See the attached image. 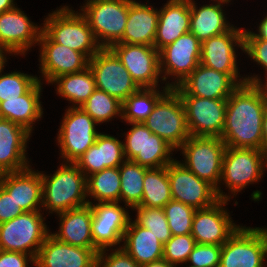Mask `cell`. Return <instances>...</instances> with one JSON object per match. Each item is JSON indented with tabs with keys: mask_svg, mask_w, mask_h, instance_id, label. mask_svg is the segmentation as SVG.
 Listing matches in <instances>:
<instances>
[{
	"mask_svg": "<svg viewBox=\"0 0 267 267\" xmlns=\"http://www.w3.org/2000/svg\"><path fill=\"white\" fill-rule=\"evenodd\" d=\"M40 211L24 212L0 224V250L23 252L36 258L50 234Z\"/></svg>",
	"mask_w": 267,
	"mask_h": 267,
	"instance_id": "obj_5",
	"label": "cell"
},
{
	"mask_svg": "<svg viewBox=\"0 0 267 267\" xmlns=\"http://www.w3.org/2000/svg\"><path fill=\"white\" fill-rule=\"evenodd\" d=\"M110 49L117 55L132 79L141 87L158 86L160 74L159 51L154 46L116 43Z\"/></svg>",
	"mask_w": 267,
	"mask_h": 267,
	"instance_id": "obj_18",
	"label": "cell"
},
{
	"mask_svg": "<svg viewBox=\"0 0 267 267\" xmlns=\"http://www.w3.org/2000/svg\"><path fill=\"white\" fill-rule=\"evenodd\" d=\"M243 52L247 53L251 60L261 65L267 73V40L244 39ZM264 84L267 85V77Z\"/></svg>",
	"mask_w": 267,
	"mask_h": 267,
	"instance_id": "obj_45",
	"label": "cell"
},
{
	"mask_svg": "<svg viewBox=\"0 0 267 267\" xmlns=\"http://www.w3.org/2000/svg\"><path fill=\"white\" fill-rule=\"evenodd\" d=\"M201 42L191 32L181 35L176 41L159 51L160 74L162 81L174 76V82H167L170 88L176 87L200 64ZM167 75V76H166Z\"/></svg>",
	"mask_w": 267,
	"mask_h": 267,
	"instance_id": "obj_13",
	"label": "cell"
},
{
	"mask_svg": "<svg viewBox=\"0 0 267 267\" xmlns=\"http://www.w3.org/2000/svg\"><path fill=\"white\" fill-rule=\"evenodd\" d=\"M60 228L50 234L59 241L76 247L96 248L92 239V208L90 204L58 214Z\"/></svg>",
	"mask_w": 267,
	"mask_h": 267,
	"instance_id": "obj_29",
	"label": "cell"
},
{
	"mask_svg": "<svg viewBox=\"0 0 267 267\" xmlns=\"http://www.w3.org/2000/svg\"><path fill=\"white\" fill-rule=\"evenodd\" d=\"M57 85L56 93L70 101L71 107H80L96 89L95 79L89 66L82 71L64 74L55 78L51 84Z\"/></svg>",
	"mask_w": 267,
	"mask_h": 267,
	"instance_id": "obj_34",
	"label": "cell"
},
{
	"mask_svg": "<svg viewBox=\"0 0 267 267\" xmlns=\"http://www.w3.org/2000/svg\"><path fill=\"white\" fill-rule=\"evenodd\" d=\"M41 79L25 94L17 99H5L0 102V118L23 126L32 134L34 122L43 115L40 101L42 84Z\"/></svg>",
	"mask_w": 267,
	"mask_h": 267,
	"instance_id": "obj_30",
	"label": "cell"
},
{
	"mask_svg": "<svg viewBox=\"0 0 267 267\" xmlns=\"http://www.w3.org/2000/svg\"><path fill=\"white\" fill-rule=\"evenodd\" d=\"M162 88L161 92L158 87H141L130 94L122 102L121 119L128 124L143 123L151 114L157 102L171 89L166 84Z\"/></svg>",
	"mask_w": 267,
	"mask_h": 267,
	"instance_id": "obj_33",
	"label": "cell"
},
{
	"mask_svg": "<svg viewBox=\"0 0 267 267\" xmlns=\"http://www.w3.org/2000/svg\"><path fill=\"white\" fill-rule=\"evenodd\" d=\"M149 168L139 165L132 160H125L119 166L120 174V200L126 208L138 206L143 197V180Z\"/></svg>",
	"mask_w": 267,
	"mask_h": 267,
	"instance_id": "obj_36",
	"label": "cell"
},
{
	"mask_svg": "<svg viewBox=\"0 0 267 267\" xmlns=\"http://www.w3.org/2000/svg\"><path fill=\"white\" fill-rule=\"evenodd\" d=\"M92 208V239L94 246L99 250H111L113 246L122 242L125 230L131 220L124 207L119 202L90 203ZM109 248V249H108Z\"/></svg>",
	"mask_w": 267,
	"mask_h": 267,
	"instance_id": "obj_17",
	"label": "cell"
},
{
	"mask_svg": "<svg viewBox=\"0 0 267 267\" xmlns=\"http://www.w3.org/2000/svg\"><path fill=\"white\" fill-rule=\"evenodd\" d=\"M196 244L191 234L172 235L163 245V259L175 266L180 263H187L189 254Z\"/></svg>",
	"mask_w": 267,
	"mask_h": 267,
	"instance_id": "obj_42",
	"label": "cell"
},
{
	"mask_svg": "<svg viewBox=\"0 0 267 267\" xmlns=\"http://www.w3.org/2000/svg\"><path fill=\"white\" fill-rule=\"evenodd\" d=\"M143 124L176 150L190 137L184 104L173 88L157 102Z\"/></svg>",
	"mask_w": 267,
	"mask_h": 267,
	"instance_id": "obj_7",
	"label": "cell"
},
{
	"mask_svg": "<svg viewBox=\"0 0 267 267\" xmlns=\"http://www.w3.org/2000/svg\"><path fill=\"white\" fill-rule=\"evenodd\" d=\"M262 151L267 157V103L264 108V115L262 120Z\"/></svg>",
	"mask_w": 267,
	"mask_h": 267,
	"instance_id": "obj_49",
	"label": "cell"
},
{
	"mask_svg": "<svg viewBox=\"0 0 267 267\" xmlns=\"http://www.w3.org/2000/svg\"><path fill=\"white\" fill-rule=\"evenodd\" d=\"M244 39H264L267 40V15L261 20L258 26V33L244 29Z\"/></svg>",
	"mask_w": 267,
	"mask_h": 267,
	"instance_id": "obj_48",
	"label": "cell"
},
{
	"mask_svg": "<svg viewBox=\"0 0 267 267\" xmlns=\"http://www.w3.org/2000/svg\"><path fill=\"white\" fill-rule=\"evenodd\" d=\"M61 121L57 135L61 158L75 163L96 142L100 134L95 128L98 124L80 107L70 106Z\"/></svg>",
	"mask_w": 267,
	"mask_h": 267,
	"instance_id": "obj_9",
	"label": "cell"
},
{
	"mask_svg": "<svg viewBox=\"0 0 267 267\" xmlns=\"http://www.w3.org/2000/svg\"><path fill=\"white\" fill-rule=\"evenodd\" d=\"M87 196L98 203H121L119 167L105 168L88 176Z\"/></svg>",
	"mask_w": 267,
	"mask_h": 267,
	"instance_id": "obj_37",
	"label": "cell"
},
{
	"mask_svg": "<svg viewBox=\"0 0 267 267\" xmlns=\"http://www.w3.org/2000/svg\"><path fill=\"white\" fill-rule=\"evenodd\" d=\"M12 54L4 45L0 43V70H3L5 67V62H7L6 54Z\"/></svg>",
	"mask_w": 267,
	"mask_h": 267,
	"instance_id": "obj_51",
	"label": "cell"
},
{
	"mask_svg": "<svg viewBox=\"0 0 267 267\" xmlns=\"http://www.w3.org/2000/svg\"><path fill=\"white\" fill-rule=\"evenodd\" d=\"M0 70V102L5 99H17L27 93L38 81L37 76L28 75L19 71L4 73Z\"/></svg>",
	"mask_w": 267,
	"mask_h": 267,
	"instance_id": "obj_41",
	"label": "cell"
},
{
	"mask_svg": "<svg viewBox=\"0 0 267 267\" xmlns=\"http://www.w3.org/2000/svg\"><path fill=\"white\" fill-rule=\"evenodd\" d=\"M40 173L42 207L49 213L60 214L91 203L87 200V177L75 163H62L52 176Z\"/></svg>",
	"mask_w": 267,
	"mask_h": 267,
	"instance_id": "obj_2",
	"label": "cell"
},
{
	"mask_svg": "<svg viewBox=\"0 0 267 267\" xmlns=\"http://www.w3.org/2000/svg\"><path fill=\"white\" fill-rule=\"evenodd\" d=\"M190 29V0H168L159 9L154 47L160 51Z\"/></svg>",
	"mask_w": 267,
	"mask_h": 267,
	"instance_id": "obj_28",
	"label": "cell"
},
{
	"mask_svg": "<svg viewBox=\"0 0 267 267\" xmlns=\"http://www.w3.org/2000/svg\"><path fill=\"white\" fill-rule=\"evenodd\" d=\"M194 0H190V29L193 35L202 43L210 37L218 36L229 31L234 25H230L223 12L224 2L206 4L197 7Z\"/></svg>",
	"mask_w": 267,
	"mask_h": 267,
	"instance_id": "obj_31",
	"label": "cell"
},
{
	"mask_svg": "<svg viewBox=\"0 0 267 267\" xmlns=\"http://www.w3.org/2000/svg\"><path fill=\"white\" fill-rule=\"evenodd\" d=\"M97 248H82L57 240L51 234L40 247L35 267H97Z\"/></svg>",
	"mask_w": 267,
	"mask_h": 267,
	"instance_id": "obj_23",
	"label": "cell"
},
{
	"mask_svg": "<svg viewBox=\"0 0 267 267\" xmlns=\"http://www.w3.org/2000/svg\"><path fill=\"white\" fill-rule=\"evenodd\" d=\"M15 7L14 0H0V14Z\"/></svg>",
	"mask_w": 267,
	"mask_h": 267,
	"instance_id": "obj_52",
	"label": "cell"
},
{
	"mask_svg": "<svg viewBox=\"0 0 267 267\" xmlns=\"http://www.w3.org/2000/svg\"><path fill=\"white\" fill-rule=\"evenodd\" d=\"M171 200L172 195L167 166L149 168L144 175L143 197L138 206L163 208Z\"/></svg>",
	"mask_w": 267,
	"mask_h": 267,
	"instance_id": "obj_35",
	"label": "cell"
},
{
	"mask_svg": "<svg viewBox=\"0 0 267 267\" xmlns=\"http://www.w3.org/2000/svg\"><path fill=\"white\" fill-rule=\"evenodd\" d=\"M221 251L220 245L196 244L187 262L192 267H219Z\"/></svg>",
	"mask_w": 267,
	"mask_h": 267,
	"instance_id": "obj_43",
	"label": "cell"
},
{
	"mask_svg": "<svg viewBox=\"0 0 267 267\" xmlns=\"http://www.w3.org/2000/svg\"><path fill=\"white\" fill-rule=\"evenodd\" d=\"M80 108L89 114L97 124H100L109 122L113 117H120L122 102L96 88Z\"/></svg>",
	"mask_w": 267,
	"mask_h": 267,
	"instance_id": "obj_38",
	"label": "cell"
},
{
	"mask_svg": "<svg viewBox=\"0 0 267 267\" xmlns=\"http://www.w3.org/2000/svg\"><path fill=\"white\" fill-rule=\"evenodd\" d=\"M235 46L240 47L243 51L244 29L233 26L224 34L210 37L201 43L200 64L218 72L226 73L239 85H242L247 81L245 77L240 78V73H238Z\"/></svg>",
	"mask_w": 267,
	"mask_h": 267,
	"instance_id": "obj_14",
	"label": "cell"
},
{
	"mask_svg": "<svg viewBox=\"0 0 267 267\" xmlns=\"http://www.w3.org/2000/svg\"><path fill=\"white\" fill-rule=\"evenodd\" d=\"M24 213L14 198L0 185V224Z\"/></svg>",
	"mask_w": 267,
	"mask_h": 267,
	"instance_id": "obj_46",
	"label": "cell"
},
{
	"mask_svg": "<svg viewBox=\"0 0 267 267\" xmlns=\"http://www.w3.org/2000/svg\"><path fill=\"white\" fill-rule=\"evenodd\" d=\"M35 265V259L26 253L0 250V267H29Z\"/></svg>",
	"mask_w": 267,
	"mask_h": 267,
	"instance_id": "obj_47",
	"label": "cell"
},
{
	"mask_svg": "<svg viewBox=\"0 0 267 267\" xmlns=\"http://www.w3.org/2000/svg\"><path fill=\"white\" fill-rule=\"evenodd\" d=\"M77 12L69 6L53 11L44 20L43 32L53 42L83 53L90 60L102 47L86 17Z\"/></svg>",
	"mask_w": 267,
	"mask_h": 267,
	"instance_id": "obj_3",
	"label": "cell"
},
{
	"mask_svg": "<svg viewBox=\"0 0 267 267\" xmlns=\"http://www.w3.org/2000/svg\"><path fill=\"white\" fill-rule=\"evenodd\" d=\"M167 172L173 200L196 210L209 207L219 200L216 189L197 177L180 161L175 159L168 164Z\"/></svg>",
	"mask_w": 267,
	"mask_h": 267,
	"instance_id": "obj_16",
	"label": "cell"
},
{
	"mask_svg": "<svg viewBox=\"0 0 267 267\" xmlns=\"http://www.w3.org/2000/svg\"><path fill=\"white\" fill-rule=\"evenodd\" d=\"M265 166L267 157L262 150L226 147L220 185L225 183L231 195H237L249 184L259 182Z\"/></svg>",
	"mask_w": 267,
	"mask_h": 267,
	"instance_id": "obj_10",
	"label": "cell"
},
{
	"mask_svg": "<svg viewBox=\"0 0 267 267\" xmlns=\"http://www.w3.org/2000/svg\"><path fill=\"white\" fill-rule=\"evenodd\" d=\"M239 84L228 74L199 64L173 89L179 95L209 99H228Z\"/></svg>",
	"mask_w": 267,
	"mask_h": 267,
	"instance_id": "obj_21",
	"label": "cell"
},
{
	"mask_svg": "<svg viewBox=\"0 0 267 267\" xmlns=\"http://www.w3.org/2000/svg\"><path fill=\"white\" fill-rule=\"evenodd\" d=\"M43 26L30 21L24 11L17 6L0 14V43L13 55H25L38 44Z\"/></svg>",
	"mask_w": 267,
	"mask_h": 267,
	"instance_id": "obj_22",
	"label": "cell"
},
{
	"mask_svg": "<svg viewBox=\"0 0 267 267\" xmlns=\"http://www.w3.org/2000/svg\"><path fill=\"white\" fill-rule=\"evenodd\" d=\"M96 88L123 102L140 87L132 79L123 63L110 48H102L88 64Z\"/></svg>",
	"mask_w": 267,
	"mask_h": 267,
	"instance_id": "obj_12",
	"label": "cell"
},
{
	"mask_svg": "<svg viewBox=\"0 0 267 267\" xmlns=\"http://www.w3.org/2000/svg\"><path fill=\"white\" fill-rule=\"evenodd\" d=\"M184 161L182 164L202 180L207 181L215 189L219 199L228 200L221 189L223 157L226 144L220 137H194L190 136L179 148Z\"/></svg>",
	"mask_w": 267,
	"mask_h": 267,
	"instance_id": "obj_4",
	"label": "cell"
},
{
	"mask_svg": "<svg viewBox=\"0 0 267 267\" xmlns=\"http://www.w3.org/2000/svg\"><path fill=\"white\" fill-rule=\"evenodd\" d=\"M125 160L123 142L114 136L100 133L96 142L75 164L88 177L105 168L119 167Z\"/></svg>",
	"mask_w": 267,
	"mask_h": 267,
	"instance_id": "obj_26",
	"label": "cell"
},
{
	"mask_svg": "<svg viewBox=\"0 0 267 267\" xmlns=\"http://www.w3.org/2000/svg\"><path fill=\"white\" fill-rule=\"evenodd\" d=\"M141 267H176V266L169 263L165 259H160L158 261H154V262L141 265Z\"/></svg>",
	"mask_w": 267,
	"mask_h": 267,
	"instance_id": "obj_50",
	"label": "cell"
},
{
	"mask_svg": "<svg viewBox=\"0 0 267 267\" xmlns=\"http://www.w3.org/2000/svg\"><path fill=\"white\" fill-rule=\"evenodd\" d=\"M227 99L221 139L226 147L262 150V120L267 103V86L258 75L245 76Z\"/></svg>",
	"mask_w": 267,
	"mask_h": 267,
	"instance_id": "obj_1",
	"label": "cell"
},
{
	"mask_svg": "<svg viewBox=\"0 0 267 267\" xmlns=\"http://www.w3.org/2000/svg\"><path fill=\"white\" fill-rule=\"evenodd\" d=\"M163 209L172 235L191 234L196 209L173 199Z\"/></svg>",
	"mask_w": 267,
	"mask_h": 267,
	"instance_id": "obj_40",
	"label": "cell"
},
{
	"mask_svg": "<svg viewBox=\"0 0 267 267\" xmlns=\"http://www.w3.org/2000/svg\"><path fill=\"white\" fill-rule=\"evenodd\" d=\"M212 1V0H211ZM215 2H224V3H229L231 0H213Z\"/></svg>",
	"mask_w": 267,
	"mask_h": 267,
	"instance_id": "obj_53",
	"label": "cell"
},
{
	"mask_svg": "<svg viewBox=\"0 0 267 267\" xmlns=\"http://www.w3.org/2000/svg\"><path fill=\"white\" fill-rule=\"evenodd\" d=\"M179 96L184 104L190 136L221 138L225 125L227 99Z\"/></svg>",
	"mask_w": 267,
	"mask_h": 267,
	"instance_id": "obj_15",
	"label": "cell"
},
{
	"mask_svg": "<svg viewBox=\"0 0 267 267\" xmlns=\"http://www.w3.org/2000/svg\"><path fill=\"white\" fill-rule=\"evenodd\" d=\"M112 249L109 255L106 249L97 253V267H141L122 247Z\"/></svg>",
	"mask_w": 267,
	"mask_h": 267,
	"instance_id": "obj_44",
	"label": "cell"
},
{
	"mask_svg": "<svg viewBox=\"0 0 267 267\" xmlns=\"http://www.w3.org/2000/svg\"><path fill=\"white\" fill-rule=\"evenodd\" d=\"M134 209L137 212V217L134 221L143 228L152 231L163 245L172 237L163 208L135 206L132 210Z\"/></svg>",
	"mask_w": 267,
	"mask_h": 267,
	"instance_id": "obj_39",
	"label": "cell"
},
{
	"mask_svg": "<svg viewBox=\"0 0 267 267\" xmlns=\"http://www.w3.org/2000/svg\"><path fill=\"white\" fill-rule=\"evenodd\" d=\"M81 11L102 48H110L121 40L127 23L128 0H87Z\"/></svg>",
	"mask_w": 267,
	"mask_h": 267,
	"instance_id": "obj_6",
	"label": "cell"
},
{
	"mask_svg": "<svg viewBox=\"0 0 267 267\" xmlns=\"http://www.w3.org/2000/svg\"><path fill=\"white\" fill-rule=\"evenodd\" d=\"M40 73L49 84L55 78L76 73L88 67L89 59L80 52L53 42L43 31L38 40Z\"/></svg>",
	"mask_w": 267,
	"mask_h": 267,
	"instance_id": "obj_20",
	"label": "cell"
},
{
	"mask_svg": "<svg viewBox=\"0 0 267 267\" xmlns=\"http://www.w3.org/2000/svg\"><path fill=\"white\" fill-rule=\"evenodd\" d=\"M123 143L126 160H132L147 168L166 167L174 159V148L164 139L151 132L143 123H130Z\"/></svg>",
	"mask_w": 267,
	"mask_h": 267,
	"instance_id": "obj_11",
	"label": "cell"
},
{
	"mask_svg": "<svg viewBox=\"0 0 267 267\" xmlns=\"http://www.w3.org/2000/svg\"><path fill=\"white\" fill-rule=\"evenodd\" d=\"M30 135L23 126L0 118V174L30 167L26 157Z\"/></svg>",
	"mask_w": 267,
	"mask_h": 267,
	"instance_id": "obj_24",
	"label": "cell"
},
{
	"mask_svg": "<svg viewBox=\"0 0 267 267\" xmlns=\"http://www.w3.org/2000/svg\"><path fill=\"white\" fill-rule=\"evenodd\" d=\"M227 202L219 199L213 205L195 211L191 235L197 244L222 246L240 227L223 208Z\"/></svg>",
	"mask_w": 267,
	"mask_h": 267,
	"instance_id": "obj_19",
	"label": "cell"
},
{
	"mask_svg": "<svg viewBox=\"0 0 267 267\" xmlns=\"http://www.w3.org/2000/svg\"><path fill=\"white\" fill-rule=\"evenodd\" d=\"M158 21V9L136 0H128L127 23L118 43L154 46Z\"/></svg>",
	"mask_w": 267,
	"mask_h": 267,
	"instance_id": "obj_27",
	"label": "cell"
},
{
	"mask_svg": "<svg viewBox=\"0 0 267 267\" xmlns=\"http://www.w3.org/2000/svg\"><path fill=\"white\" fill-rule=\"evenodd\" d=\"M0 185L24 212H42V178L38 170L36 172L30 166L22 171L2 173Z\"/></svg>",
	"mask_w": 267,
	"mask_h": 267,
	"instance_id": "obj_25",
	"label": "cell"
},
{
	"mask_svg": "<svg viewBox=\"0 0 267 267\" xmlns=\"http://www.w3.org/2000/svg\"><path fill=\"white\" fill-rule=\"evenodd\" d=\"M267 228L242 225L222 245L219 267H265Z\"/></svg>",
	"mask_w": 267,
	"mask_h": 267,
	"instance_id": "obj_8",
	"label": "cell"
},
{
	"mask_svg": "<svg viewBox=\"0 0 267 267\" xmlns=\"http://www.w3.org/2000/svg\"><path fill=\"white\" fill-rule=\"evenodd\" d=\"M122 248L139 264L163 259V244L149 229L143 228L132 219L123 237Z\"/></svg>",
	"mask_w": 267,
	"mask_h": 267,
	"instance_id": "obj_32",
	"label": "cell"
}]
</instances>
